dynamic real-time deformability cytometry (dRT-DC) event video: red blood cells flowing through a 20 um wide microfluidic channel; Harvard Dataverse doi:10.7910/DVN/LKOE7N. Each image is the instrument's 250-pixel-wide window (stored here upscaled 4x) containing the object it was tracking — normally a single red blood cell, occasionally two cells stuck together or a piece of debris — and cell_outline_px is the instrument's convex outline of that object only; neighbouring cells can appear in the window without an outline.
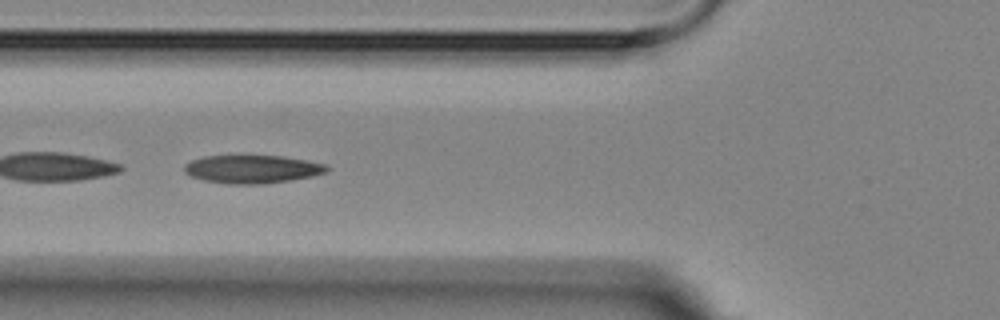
{"species": "Egyptian fruit bat (a non-hibernating species)", "species_latin": "Rousettus aegyptiacus", "temperature_condition": "room temperature", "stored_images_in_passage": 4, "camera_frame_rate_fps": 3000, "um_per_image_px": 0.085, "animal": {"sex": "female"}, "frame": {"image": 1, "passage_image": 4, "time_ms": 4.667, "image_size_px": [1000, 320], "cell_outline_px": [[328, 168], [324, 172], [308, 176], [288, 180], [260, 184], [228, 184], [204, 180], [192, 176], [184, 172], [184, 164], [192, 160], [204, 156], [284, 156], [324, 164]], "centroid_in_image_um": [21.36, 14.37], "position_along_channel_um": 104.4, "area_um2": 22.89}}